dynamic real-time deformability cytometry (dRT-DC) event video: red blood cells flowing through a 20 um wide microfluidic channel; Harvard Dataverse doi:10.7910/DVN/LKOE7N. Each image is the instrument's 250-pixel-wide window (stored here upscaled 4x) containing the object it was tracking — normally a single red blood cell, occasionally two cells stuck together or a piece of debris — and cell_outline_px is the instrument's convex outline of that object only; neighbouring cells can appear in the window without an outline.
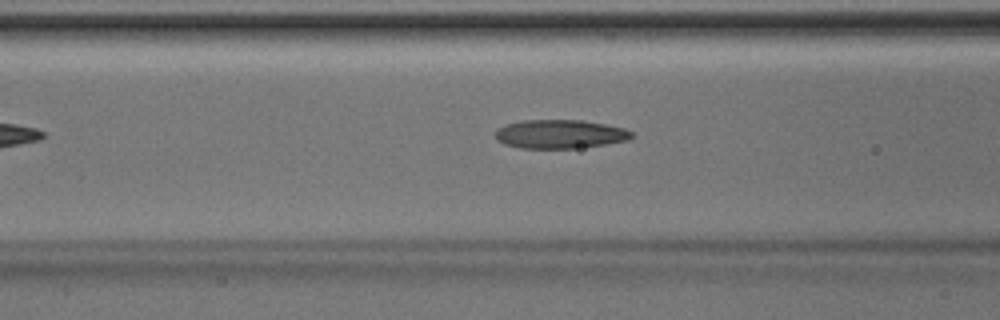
{"species": "Egyptian fruit bat (a non-hibernating species)", "species_latin": "Rousettus aegyptiacus", "temperature_condition": "room temperature", "stored_images_in_passage": 6, "camera_frame_rate_fps": 3000, "um_per_image_px": 0.085, "animal": {"sex": "male"}, "frame": {"image": 1, "passage_image": 4, "time_ms": 1.0, "image_size_px": [1000, 320], "cell_outline_px": [[632, 136], [628, 140], [604, 144], [572, 148], [520, 148], [504, 144], [496, 140], [496, 132], [500, 128], [508, 124], [524, 120], [584, 120], [624, 128], [632, 132]], "centroid_in_image_um": [47.59, 11.39], "position_along_channel_um": 119.0, "area_um2": 22.54}}